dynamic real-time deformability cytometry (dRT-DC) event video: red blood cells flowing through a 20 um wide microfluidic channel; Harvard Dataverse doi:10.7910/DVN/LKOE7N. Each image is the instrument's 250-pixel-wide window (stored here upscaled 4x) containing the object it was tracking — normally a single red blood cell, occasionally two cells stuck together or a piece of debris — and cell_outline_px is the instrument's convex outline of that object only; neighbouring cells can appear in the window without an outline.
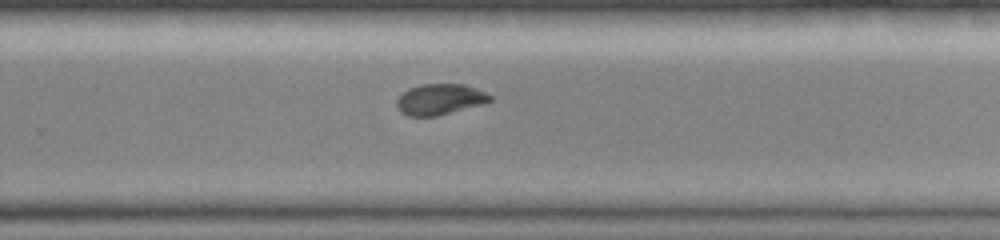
{"species": "common noctule bat (a hibernating species)", "species_latin": "Nyctalus noctula", "temperature_condition": "room temperature", "stored_images_in_passage": 14, "camera_frame_rate_fps": 3000, "um_per_image_px": 0.085, "animal": {"sex": "female", "body_mass_g": 19.0, "forearm_length_mm": 51.5}, "frame": {"image": 1, "passage_image": 9, "time_ms": 9.333, "image_size_px": [1000, 240], "cell_outline_px": [[492, 100], [484, 104], [436, 116], [408, 116], [400, 112], [396, 108], [396, 100], [408, 88], [420, 84], [464, 84], [476, 88], [492, 96]], "centroid_in_image_um": [37.37, 8.44], "position_along_channel_um": 292.4, "area_um2": 16.88}}
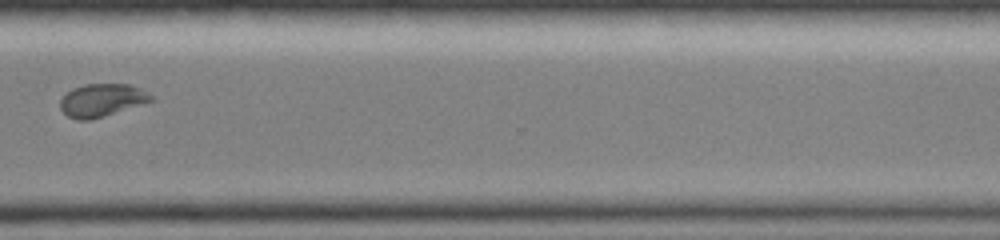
{"frame": {"image": 2, "passage_image": 11, "time_ms": 11.0, "image_size_px": [1000, 240], "cell_outline_px": [[156, 100], [88, 120], [76, 120], [68, 116], [60, 108], [60, 100], [72, 88], [84, 84], [132, 84], [156, 96]], "centroid_in_image_um": [8.7, 8.5], "position_along_channel_um": 361.9, "area_um2": 17.4}}
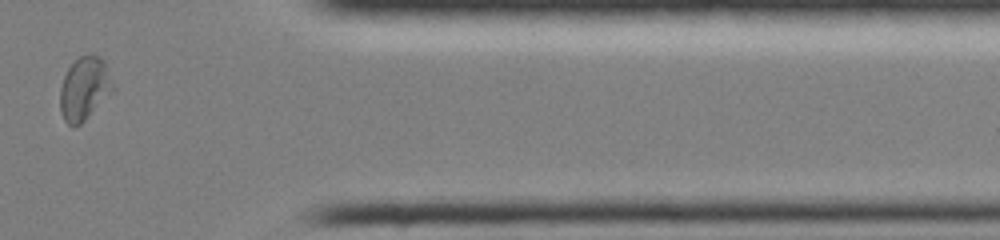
{"frame": {"image": 3, "passage_image": 12, "time_ms": 12.333, "image_size_px": [1000, 240], "cell_outline_px": [[112, 88], [84, 120], [80, 124], [72, 128], [64, 120], [60, 112], [60, 88], [64, 76], [68, 68], [80, 56], [100, 56], [104, 60], [112, 84]], "centroid_in_image_um": [7.1, 7.53], "position_along_channel_um": 404.3, "area_um2": 18.61}}